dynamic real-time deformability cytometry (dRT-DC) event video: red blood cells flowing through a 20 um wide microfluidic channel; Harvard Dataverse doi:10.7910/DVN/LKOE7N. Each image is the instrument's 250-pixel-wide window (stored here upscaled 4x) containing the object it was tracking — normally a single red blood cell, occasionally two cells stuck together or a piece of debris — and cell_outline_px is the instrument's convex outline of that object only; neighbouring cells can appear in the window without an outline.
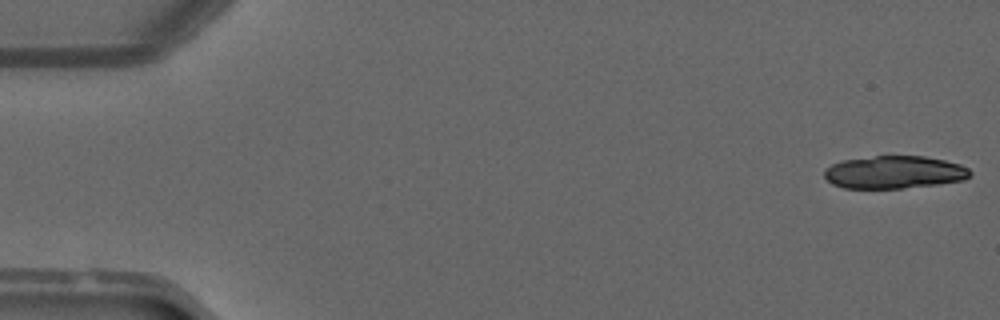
{"species": "common noctule bat (a hibernating species)", "species_latin": "Nyctalus noctula", "temperature_condition": "warm", "stored_images_in_passage": 44, "camera_frame_rate_fps": 3000, "um_per_image_px": 0.085, "animal": {"sex": "male", "forearm_length_mm": 52.5}, "frame": {"image": 1, "passage_image": 1, "time_ms": 0.0, "image_size_px": [1000, 320], "cell_outline_px": [[972, 172], [964, 180], [940, 184], [904, 188], [844, 188], [832, 184], [824, 176], [824, 168], [840, 160], [876, 156], [924, 156], [944, 160], [960, 164], [968, 168]], "centroid_in_image_um": [76.0, 14.64], "position_along_channel_um": 9.0, "area_um2": 27.92}}
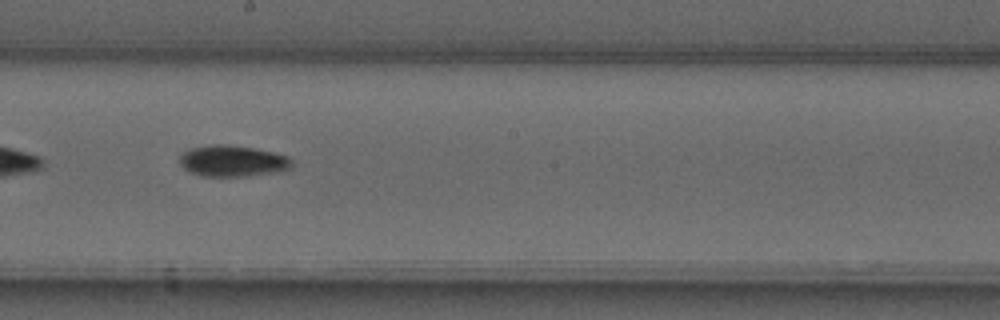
{"frame": {"image": 2, "passage_image": 28, "time_ms": 9.0, "image_size_px": [1000, 320], "cell_outline_px": [[292, 168], [280, 172], [248, 176], [200, 176], [184, 168], [180, 164], [180, 156], [184, 152], [192, 148], [212, 144], [228, 144], [252, 148], [272, 152], [288, 156], [292, 160]], "centroid_in_image_um": [19.81, 13.69], "position_along_channel_um": 228.4, "area_um2": 20.46}}
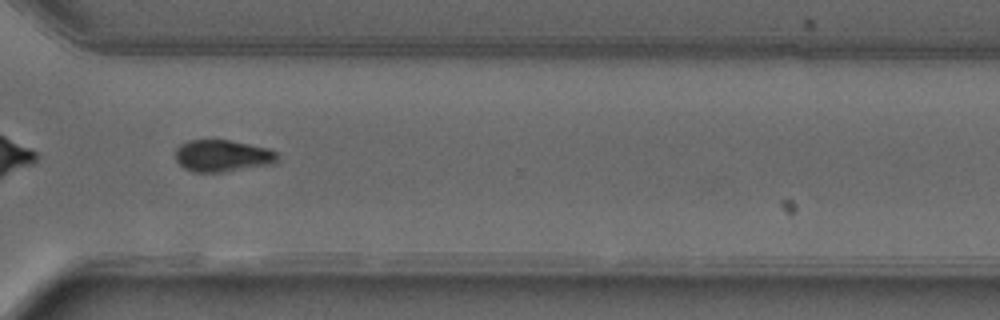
{"frame": {"image": 3, "passage_image": 37, "time_ms": 12.0, "image_size_px": [1000, 320], "cell_outline_px": [[276, 164], [220, 172], [192, 172], [184, 168], [176, 160], [176, 148], [180, 144], [188, 140], [228, 140], [268, 148], [276, 152]], "centroid_in_image_um": [18.89, 13.25], "position_along_channel_um": 351.7, "area_um2": 18.9}}